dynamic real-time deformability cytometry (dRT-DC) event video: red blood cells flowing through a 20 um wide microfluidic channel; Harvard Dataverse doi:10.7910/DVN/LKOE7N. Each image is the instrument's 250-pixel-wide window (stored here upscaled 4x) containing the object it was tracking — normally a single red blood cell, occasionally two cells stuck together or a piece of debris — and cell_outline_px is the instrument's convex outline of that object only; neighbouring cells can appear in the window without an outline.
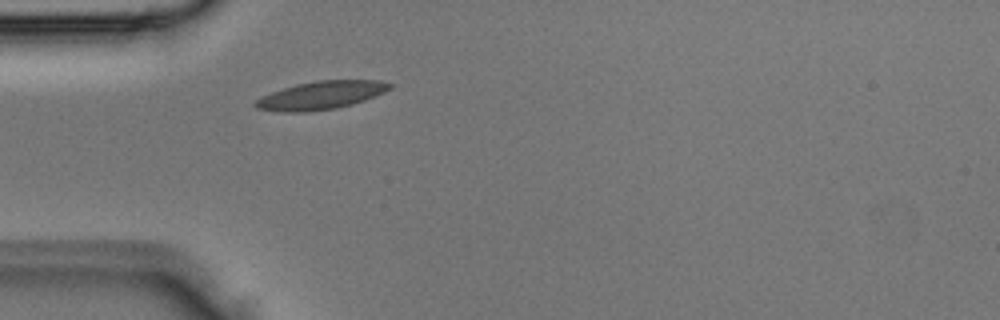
{"species": "Egyptian fruit bat (a non-hibernating species)", "species_latin": "Rousettus aegyptiacus", "temperature_condition": "room temperature", "stored_images_in_passage": 1, "camera_frame_rate_fps": 3000, "um_per_image_px": 0.085, "animal": {"sex": "male"}, "frame": {"image": 1, "passage_image": 1, "time_ms": 0.0, "image_size_px": [1000, 320], "cell_outline_px": [[396, 84], [392, 88], [384, 92], [364, 100], [352, 104], [336, 108], [308, 112], [280, 112], [256, 108], [252, 104], [260, 96], [296, 84], [316, 80], [380, 80]], "centroid_in_image_um": [27.29, 8.1], "position_along_channel_um": 57.7, "area_um2": 22.2}}